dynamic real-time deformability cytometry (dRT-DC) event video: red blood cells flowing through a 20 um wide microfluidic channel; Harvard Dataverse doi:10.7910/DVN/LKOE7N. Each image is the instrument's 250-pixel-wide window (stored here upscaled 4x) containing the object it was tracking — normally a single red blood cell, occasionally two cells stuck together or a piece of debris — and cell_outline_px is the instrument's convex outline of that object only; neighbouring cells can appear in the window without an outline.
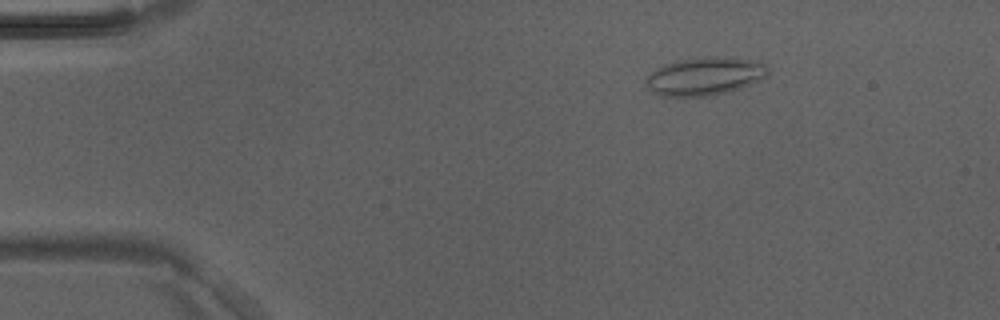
{"species": "Egyptian fruit bat (a non-hibernating species)", "species_latin": "Rousettus aegyptiacus", "temperature_condition": "room temperature", "stored_images_in_passage": 2, "camera_frame_rate_fps": 3000, "um_per_image_px": 0.085, "animal": {"sex": "male"}, "frame": {"image": 1, "passage_image": 1, "time_ms": 0.0, "image_size_px": [1000, 320], "cell_outline_px": [[768, 76], [760, 80], [740, 88], [728, 92], [708, 96], [660, 96], [652, 92], [644, 84], [644, 80], [656, 68], [664, 64], [676, 60], [696, 56], [708, 56], [744, 60], [764, 64], [768, 68]], "centroid_in_image_um": [59.83, 6.49], "position_along_channel_um": 25.2, "area_um2": 27.05}}